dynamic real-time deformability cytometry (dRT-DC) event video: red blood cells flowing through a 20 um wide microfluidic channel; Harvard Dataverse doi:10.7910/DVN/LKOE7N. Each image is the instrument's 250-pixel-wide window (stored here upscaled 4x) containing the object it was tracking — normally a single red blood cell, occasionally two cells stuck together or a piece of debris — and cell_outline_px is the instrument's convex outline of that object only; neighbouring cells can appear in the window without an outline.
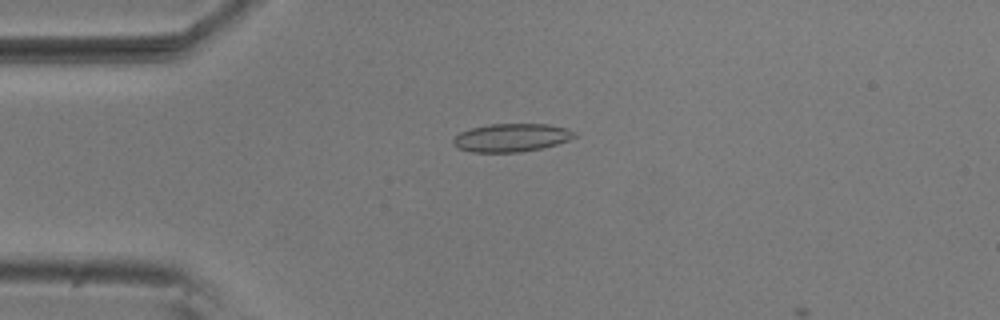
{"species": "common noctule bat (a hibernating species)", "species_latin": "Nyctalus noctula", "temperature_condition": "room temperature", "stored_images_in_passage": 2, "camera_frame_rate_fps": 3000, "um_per_image_px": 0.085, "animal": {"sex": "male", "body_mass_g": 20.5, "forearm_length_mm": 52.5}, "frame": {"image": 1, "passage_image": 1, "time_ms": 0.0, "image_size_px": [1000, 320], "cell_outline_px": [[576, 136], [568, 140], [544, 148], [520, 152], [472, 152], [460, 148], [452, 144], [452, 140], [460, 132], [472, 128], [488, 124], [548, 124], [564, 128], [576, 132]], "centroid_in_image_um": [43.47, 11.7], "position_along_channel_um": 41.5, "area_um2": 19.83}}